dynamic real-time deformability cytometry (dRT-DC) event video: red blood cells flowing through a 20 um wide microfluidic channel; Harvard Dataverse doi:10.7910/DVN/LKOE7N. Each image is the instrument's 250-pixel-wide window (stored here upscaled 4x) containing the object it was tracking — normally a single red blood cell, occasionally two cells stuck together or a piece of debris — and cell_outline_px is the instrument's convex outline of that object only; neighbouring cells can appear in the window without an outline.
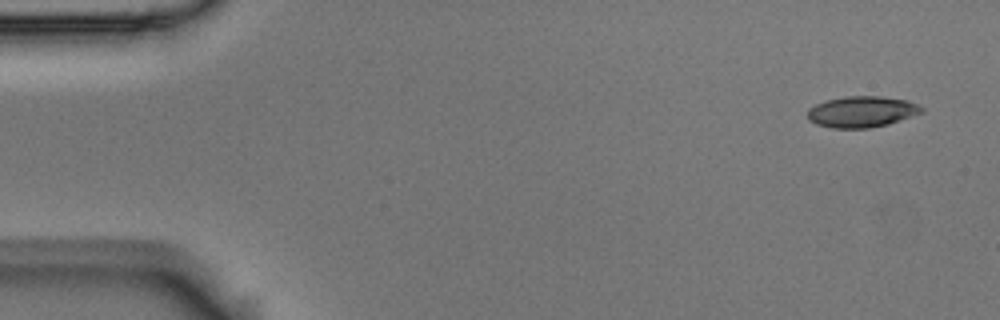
{"species": "Egyptian fruit bat (a non-hibernating species)", "species_latin": "Rousettus aegyptiacus", "temperature_condition": "room temperature", "stored_images_in_passage": 4, "camera_frame_rate_fps": 3000, "um_per_image_px": 0.085, "animal": {"sex": "male"}, "frame": {"image": 1, "passage_image": 1, "time_ms": 0.0, "image_size_px": [1000, 320], "cell_outline_px": [[924, 112], [888, 124], [868, 128], [832, 128], [816, 124], [808, 120], [808, 108], [824, 100], [844, 96], [880, 96], [908, 100], [924, 108]], "centroid_in_image_um": [73.24, 9.49], "position_along_channel_um": 11.8, "area_um2": 20.81}}